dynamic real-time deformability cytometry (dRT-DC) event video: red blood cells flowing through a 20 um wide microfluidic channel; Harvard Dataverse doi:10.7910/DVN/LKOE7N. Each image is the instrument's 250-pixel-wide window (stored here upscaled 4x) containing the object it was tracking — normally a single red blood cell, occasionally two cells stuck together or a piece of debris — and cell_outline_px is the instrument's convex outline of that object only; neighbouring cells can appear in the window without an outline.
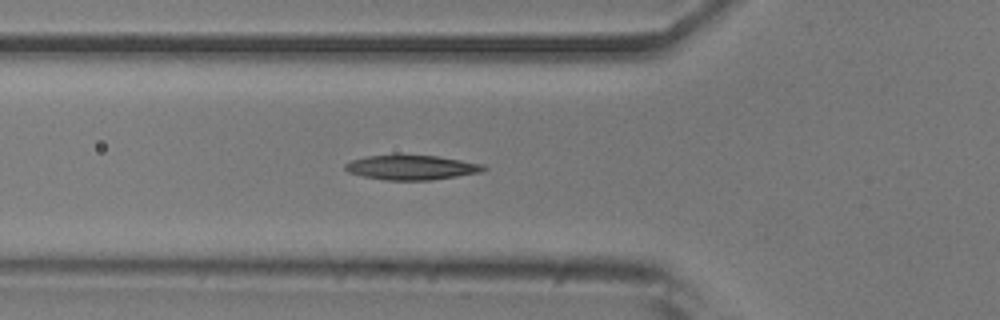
{"species": "common noctule bat (a hibernating species)", "species_latin": "Nyctalus noctula", "temperature_condition": "room temperature", "stored_images_in_passage": 4, "camera_frame_rate_fps": 3000, "um_per_image_px": 0.085, "animal": {"sex": "male", "body_mass_g": 20.5, "forearm_length_mm": 52.5}, "frame": {"image": 1, "passage_image": 2, "time_ms": 0.333, "image_size_px": [1000, 320], "cell_outline_px": [[488, 168], [480, 172], [456, 176], [428, 180], [384, 180], [364, 176], [348, 172], [344, 168], [344, 164], [352, 160], [368, 156], [400, 152], [436, 156], [484, 164]], "centroid_in_image_um": [34.94, 14.19], "position_along_channel_um": 90.9, "area_um2": 20.4}}